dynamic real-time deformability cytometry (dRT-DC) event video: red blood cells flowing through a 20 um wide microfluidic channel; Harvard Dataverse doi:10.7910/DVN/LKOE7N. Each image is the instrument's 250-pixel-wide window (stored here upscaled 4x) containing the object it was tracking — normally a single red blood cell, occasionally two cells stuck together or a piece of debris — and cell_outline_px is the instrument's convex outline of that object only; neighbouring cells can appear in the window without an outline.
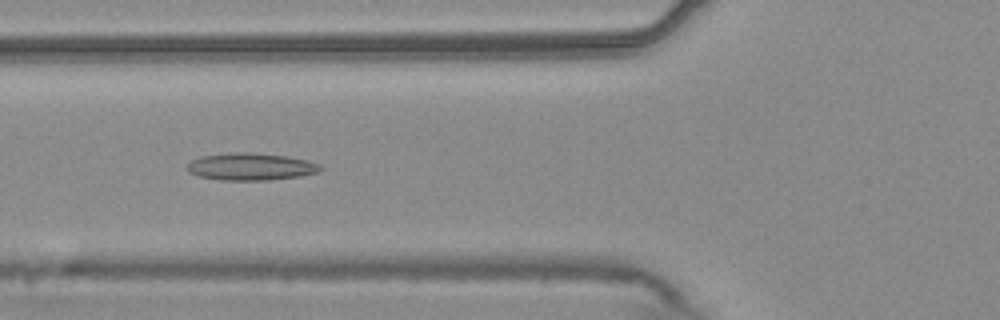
{"species": "common noctule bat (a hibernating species)", "species_latin": "Nyctalus noctula", "temperature_condition": "warm", "stored_images_in_passage": 104, "camera_frame_rate_fps": 3000, "um_per_image_px": 0.085, "animal": {"sex": "male", "body_mass_g": 20.4}, "frame": {"image": 1, "passage_image": 19, "time_ms": 6.0, "image_size_px": [1000, 320], "cell_outline_px": [[324, 168], [320, 172], [296, 176], [268, 180], [220, 180], [200, 176], [188, 172], [184, 168], [192, 160], [200, 156], [236, 152], [248, 152], [288, 156], [308, 160], [320, 164]], "centroid_in_image_um": [21.32, 14.16], "position_along_channel_um": 104.5, "area_um2": 21.21}}